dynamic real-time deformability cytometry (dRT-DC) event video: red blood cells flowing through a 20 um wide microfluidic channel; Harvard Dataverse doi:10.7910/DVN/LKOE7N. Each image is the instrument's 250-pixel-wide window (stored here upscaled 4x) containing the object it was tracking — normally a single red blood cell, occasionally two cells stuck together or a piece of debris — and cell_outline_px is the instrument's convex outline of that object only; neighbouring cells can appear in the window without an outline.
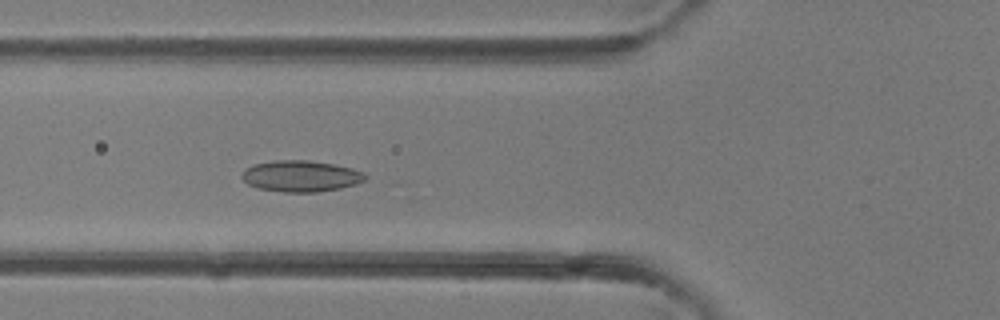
{"species": "common noctule bat (a hibernating species)", "species_latin": "Nyctalus noctula", "temperature_condition": "room temperature", "stored_images_in_passage": 32, "camera_frame_rate_fps": 3000, "um_per_image_px": 0.085, "animal": {"sex": "female"}, "frame": {"image": 1, "passage_image": 12, "time_ms": 3.667, "image_size_px": [1000, 320], "cell_outline_px": [[368, 176], [364, 180], [356, 184], [340, 188], [316, 192], [284, 192], [260, 188], [248, 184], [240, 176], [244, 168], [252, 164], [272, 160], [308, 160], [336, 164], [352, 168], [364, 172]], "centroid_in_image_um": [25.57, 14.95], "position_along_channel_um": 100.2, "area_um2": 22.66}}
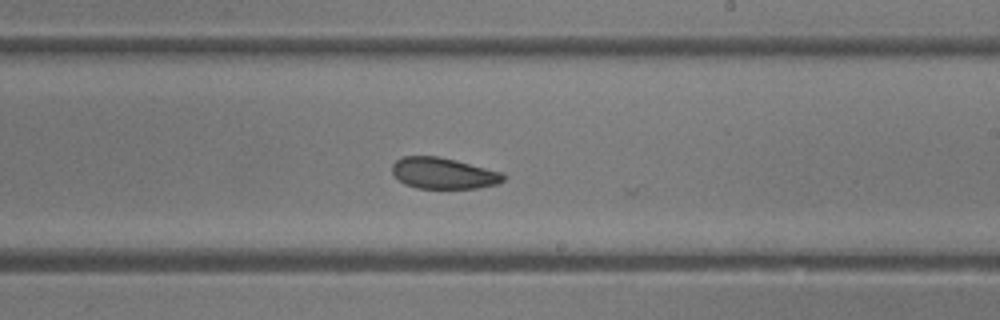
{"frame": {"image": 2, "passage_image": 21, "time_ms": 6.667, "image_size_px": [1000, 320], "cell_outline_px": [[508, 176], [500, 184], [476, 188], [416, 188], [404, 184], [392, 172], [392, 164], [396, 160], [404, 156], [436, 156], [456, 160], [504, 172]], "centroid_in_image_um": [37.75, 14.73], "position_along_channel_um": 251.3, "area_um2": 20.4}}
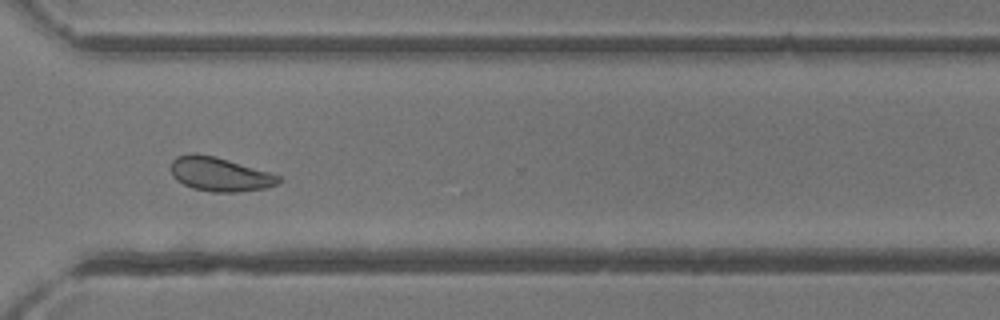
{"frame": {"image": 3, "passage_image": 27, "time_ms": 8.667, "image_size_px": [1000, 320], "cell_outline_px": [[284, 180], [280, 184], [268, 188], [236, 192], [212, 192], [192, 188], [176, 180], [172, 176], [172, 160], [176, 156], [192, 152], [216, 156], [268, 172], [280, 176]], "centroid_in_image_um": [18.7, 14.81], "position_along_channel_um": 351.9, "area_um2": 21.56}}